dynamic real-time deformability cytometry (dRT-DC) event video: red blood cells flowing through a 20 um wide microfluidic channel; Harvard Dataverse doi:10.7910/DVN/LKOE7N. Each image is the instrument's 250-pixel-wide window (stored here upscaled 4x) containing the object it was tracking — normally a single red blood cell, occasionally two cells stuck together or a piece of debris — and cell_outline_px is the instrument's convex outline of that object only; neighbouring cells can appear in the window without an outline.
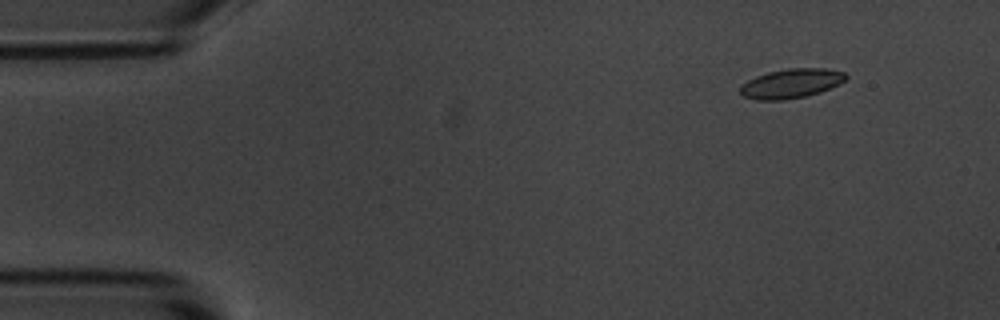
{"species": "common noctule bat (a hibernating species)", "species_latin": "Nyctalus noctula", "temperature_condition": "room temperature", "stored_images_in_passage": 4, "camera_frame_rate_fps": 3000, "um_per_image_px": 0.085, "animal": {"sex": "male", "body_mass_g": 20.1, "forearm_length_mm": 53.5}, "frame": {"image": 1, "passage_image": 4, "time_ms": 1.0, "image_size_px": [1000, 320], "cell_outline_px": [[848, 76], [840, 84], [820, 92], [804, 96], [784, 100], [756, 100], [744, 96], [740, 92], [740, 84], [756, 76], [768, 72], [788, 68], [824, 68], [844, 72]], "centroid_in_image_um": [67.24, 7.09], "position_along_channel_um": 17.8, "area_um2": 18.09}}